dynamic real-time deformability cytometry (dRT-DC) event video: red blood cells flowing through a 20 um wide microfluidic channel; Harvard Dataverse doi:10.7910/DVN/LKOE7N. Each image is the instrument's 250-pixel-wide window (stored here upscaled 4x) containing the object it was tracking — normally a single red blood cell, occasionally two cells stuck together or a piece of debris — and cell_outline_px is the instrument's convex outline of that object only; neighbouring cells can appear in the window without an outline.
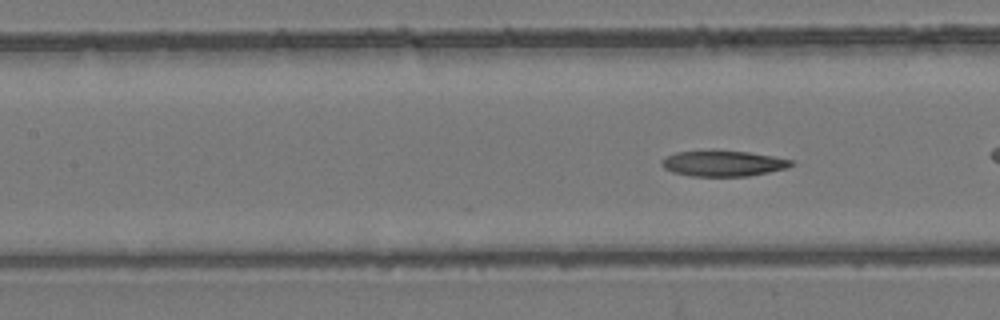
{"species": "common noctule bat (a hibernating species)", "species_latin": "Nyctalus noctula", "temperature_condition": "room temperature", "stored_images_in_passage": 5, "camera_frame_rate_fps": 3000, "um_per_image_px": 0.085, "animal": {"sex": "female", "body_mass_g": 24.6, "forearm_length_mm": 56.2}, "frame": {"image": 1, "passage_image": 5, "time_ms": 1.333, "image_size_px": [1000, 320], "cell_outline_px": [[796, 164], [788, 168], [748, 176], [692, 176], [672, 172], [664, 168], [660, 164], [660, 160], [676, 152], [712, 148], [748, 152], [796, 160]], "centroid_in_image_um": [61.47, 13.86], "position_along_channel_um": 145.9, "area_um2": 20.11}}